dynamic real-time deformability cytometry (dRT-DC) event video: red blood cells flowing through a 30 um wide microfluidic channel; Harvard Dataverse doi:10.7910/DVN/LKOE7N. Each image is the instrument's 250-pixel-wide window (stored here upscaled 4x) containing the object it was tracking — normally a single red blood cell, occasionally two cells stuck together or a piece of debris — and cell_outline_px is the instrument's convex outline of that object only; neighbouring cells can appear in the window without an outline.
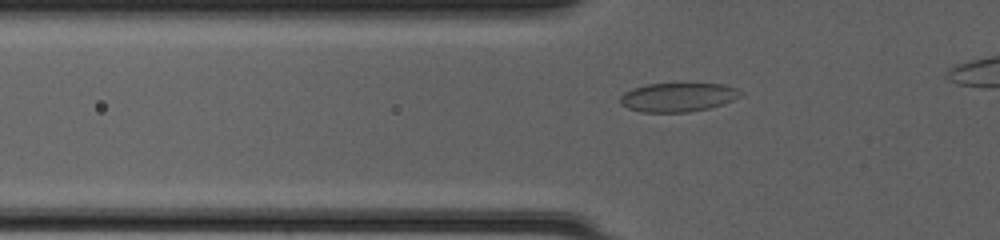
{"species": "common noctule bat (a hibernating species)", "species_latin": "Nyctalus noctula", "temperature_condition": "cold", "stored_images_in_passage": 35, "camera_frame_rate_fps": 3000, "um_per_image_px": 0.085, "animal": {"sex": "female", "body_mass_g": 20.0, "forearm_length_mm": 54.0}, "frame": {"image": 1, "passage_image": 8, "time_ms": 2.333, "image_size_px": [1000, 240], "cell_outline_px": [[740, 96], [732, 100], [708, 108], [688, 112], [640, 112], [628, 108], [620, 104], [620, 96], [624, 92], [632, 88], [648, 84], [724, 84], [736, 88]], "centroid_in_image_um": [57.55, 8.27], "position_along_channel_um": 68.3, "area_um2": 20.0}}
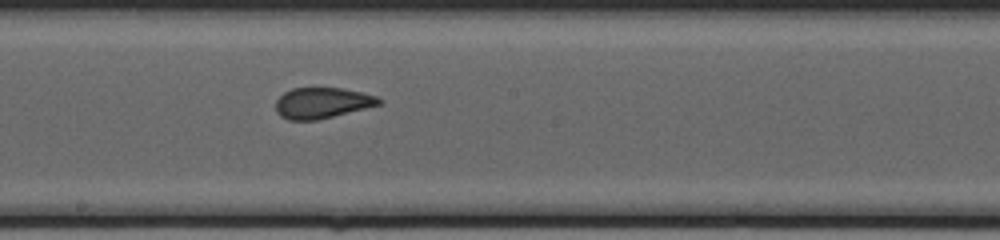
{"frame": {"image": 2, "passage_image": 19, "time_ms": 6.0, "image_size_px": [1000, 240], "cell_outline_px": [[384, 104], [316, 120], [288, 120], [280, 116], [276, 112], [276, 100], [284, 92], [292, 88], [340, 88], [360, 92], [376, 96], [384, 100]], "centroid_in_image_um": [27.4, 8.75], "position_along_channel_um": 220.8, "area_um2": 18.61}}
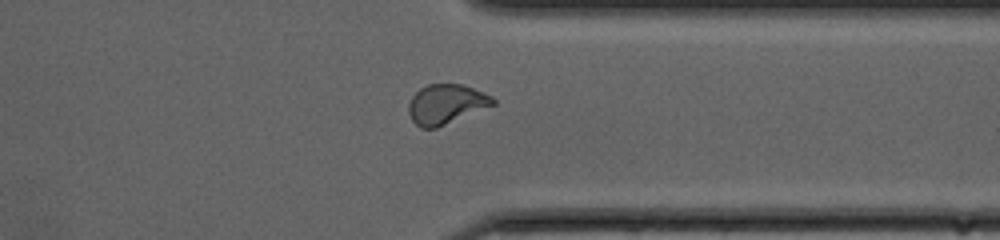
{"frame": {"image": 3, "passage_image": 30, "time_ms": 9.667, "image_size_px": [1000, 240], "cell_outline_px": [[496, 104], [436, 128], [420, 128], [412, 120], [408, 112], [408, 104], [412, 96], [420, 88], [428, 84], [460, 84], [472, 88], [492, 96], [496, 100]], "centroid_in_image_um": [37.9, 8.85], "position_along_channel_um": 373.5, "area_um2": 19.42}}